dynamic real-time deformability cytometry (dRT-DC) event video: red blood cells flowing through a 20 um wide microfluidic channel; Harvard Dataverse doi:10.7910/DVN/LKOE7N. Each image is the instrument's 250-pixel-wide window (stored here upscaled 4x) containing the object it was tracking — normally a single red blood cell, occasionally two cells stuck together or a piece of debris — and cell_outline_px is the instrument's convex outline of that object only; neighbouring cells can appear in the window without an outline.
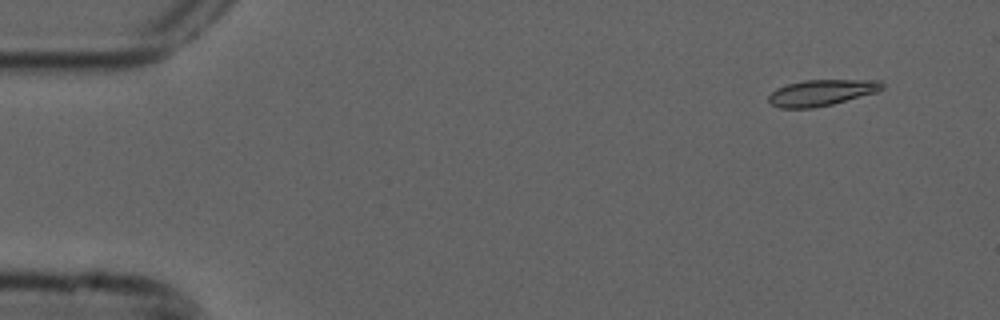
{"species": "common noctule bat (a hibernating species)", "species_latin": "Nyctalus noctula", "temperature_condition": "cold", "stored_images_in_passage": 5, "camera_frame_rate_fps": 3000, "um_per_image_px": 0.085, "animal": {"sex": "male", "forearm_length_mm": 52.5}, "frame": {"image": 1, "passage_image": 2, "time_ms": 0.333, "image_size_px": [1000, 320], "cell_outline_px": [[884, 88], [876, 92], [832, 104], [812, 108], [780, 108], [772, 104], [768, 100], [768, 96], [776, 88], [788, 84], [804, 80], [880, 80], [884, 84]], "centroid_in_image_um": [69.82, 7.87], "position_along_channel_um": 15.2, "area_um2": 17.17}}
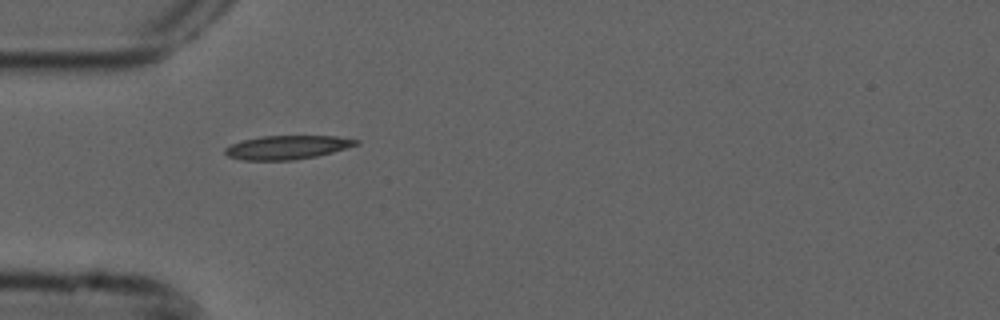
{"frame": {"image": 2, "passage_image": 5, "time_ms": 1.333, "image_size_px": [1000, 320], "cell_outline_px": [[360, 144], [332, 152], [316, 156], [292, 160], [244, 160], [228, 156], [224, 152], [224, 148], [232, 144], [244, 140], [260, 136], [336, 136], [360, 140]], "centroid_in_image_um": [24.43, 12.52], "position_along_channel_um": 60.6, "area_um2": 18.03}}